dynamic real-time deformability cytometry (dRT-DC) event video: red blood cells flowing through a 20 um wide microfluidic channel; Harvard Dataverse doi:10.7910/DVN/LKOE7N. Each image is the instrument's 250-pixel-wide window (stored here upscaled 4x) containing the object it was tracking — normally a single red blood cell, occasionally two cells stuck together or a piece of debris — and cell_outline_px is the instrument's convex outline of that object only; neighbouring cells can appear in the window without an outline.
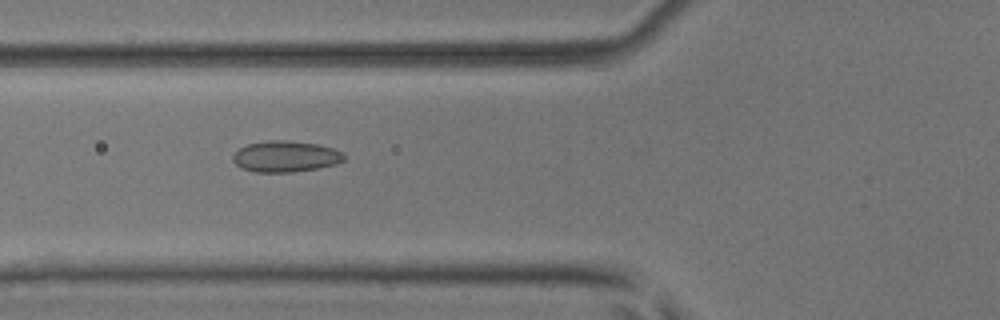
{"species": "common noctule bat (a hibernating species)", "species_latin": "Nyctalus noctula", "temperature_condition": "room temperature", "stored_images_in_passage": 31, "camera_frame_rate_fps": 3000, "um_per_image_px": 0.085, "animal": {"sex": "male", "body_mass_g": 17.9, "forearm_length_mm": 54.2}, "frame": {"image": 1, "passage_image": 5, "time_ms": 1.333, "image_size_px": [1000, 320], "cell_outline_px": [[344, 160], [336, 164], [320, 168], [292, 172], [256, 172], [244, 168], [236, 164], [232, 160], [232, 156], [240, 148], [248, 144], [272, 140], [284, 140], [320, 144], [344, 152]], "centroid_in_image_um": [24.31, 13.3], "position_along_channel_um": 101.5, "area_um2": 20.11}}
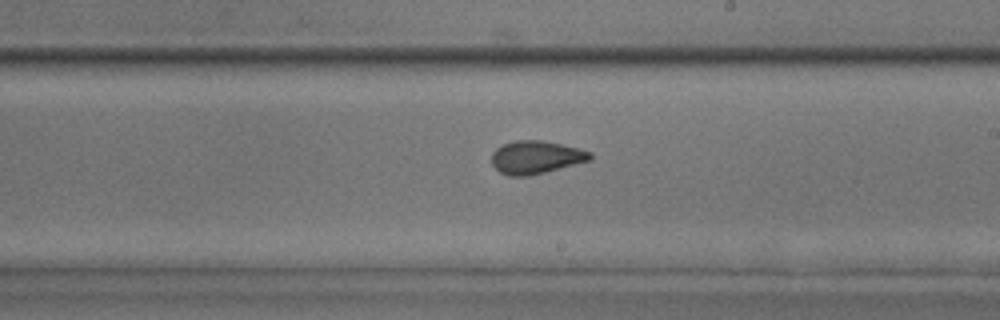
{"frame": {"image": 2, "passage_image": 16, "time_ms": 5.0, "image_size_px": [1000, 320], "cell_outline_px": [[592, 160], [528, 176], [508, 176], [500, 172], [492, 164], [492, 152], [496, 148], [504, 144], [516, 140], [540, 140], [560, 144], [592, 152]], "centroid_in_image_um": [45.54, 13.37], "position_along_channel_um": 243.5, "area_um2": 18.79}}
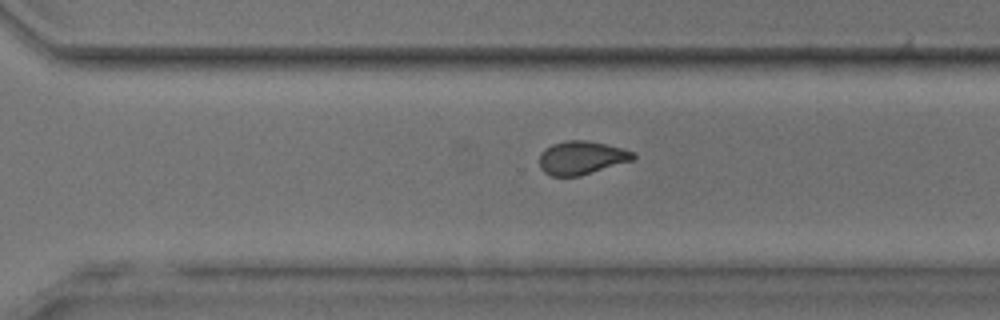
{"frame": {"image": 3, "passage_image": 22, "time_ms": 7.0, "image_size_px": [1000, 320], "cell_outline_px": [[636, 156], [632, 160], [580, 176], [552, 176], [544, 172], [540, 168], [540, 152], [544, 148], [552, 144], [568, 140], [588, 140], [636, 152]], "centroid_in_image_um": [49.4, 13.4], "position_along_channel_um": 321.2, "area_um2": 18.21}, "authors_computed_cell_mechanics": {"area_um2": 19.0162, "velocity_mm_per_s": 3.8827, "shape_relaxation_time_tau1_ms": null, "shape_relaxation_time_tau2_ms": 1.8488, "deformation_change_tau1": null, "deformation_change_tau2": 0.08}}